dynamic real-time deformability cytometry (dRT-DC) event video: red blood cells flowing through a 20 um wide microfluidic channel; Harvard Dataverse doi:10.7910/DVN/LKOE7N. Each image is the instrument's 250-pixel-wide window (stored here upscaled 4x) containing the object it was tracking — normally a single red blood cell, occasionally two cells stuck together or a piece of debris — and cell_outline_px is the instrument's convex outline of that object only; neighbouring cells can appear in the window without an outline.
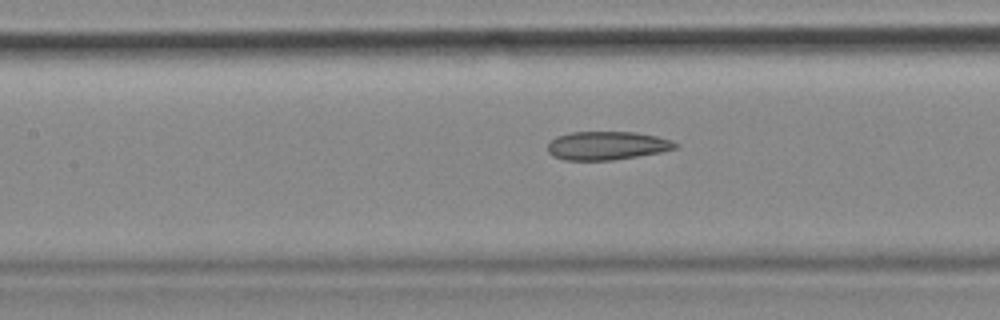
{"species": "common noctule bat (a hibernating species)", "species_latin": "Nyctalus noctula", "temperature_condition": "cold", "stored_images_in_passage": 53, "camera_frame_rate_fps": 3000, "um_per_image_px": 0.085, "animal": {"sex": "female", "body_mass_g": 18.4}, "frame": {"image": 1, "passage_image": 23, "time_ms": 7.333, "image_size_px": [1000, 320], "cell_outline_px": [[680, 144], [676, 148], [660, 152], [612, 160], [564, 160], [552, 156], [548, 152], [548, 144], [556, 136], [572, 132], [636, 132], [656, 136], [672, 140]], "centroid_in_image_um": [51.59, 12.37], "position_along_channel_um": 155.8, "area_um2": 21.15}, "authors_computed_cell_mechanics": {"area_um2": 22.0796, "velocity_mm_per_s": 3.6801, "shape_relaxation_time_tau1_ms": null, "shape_relaxation_time_tau2_ms": 6.5052, "deformation_change_tau1": null, "deformation_change_tau2": 0.1655}}